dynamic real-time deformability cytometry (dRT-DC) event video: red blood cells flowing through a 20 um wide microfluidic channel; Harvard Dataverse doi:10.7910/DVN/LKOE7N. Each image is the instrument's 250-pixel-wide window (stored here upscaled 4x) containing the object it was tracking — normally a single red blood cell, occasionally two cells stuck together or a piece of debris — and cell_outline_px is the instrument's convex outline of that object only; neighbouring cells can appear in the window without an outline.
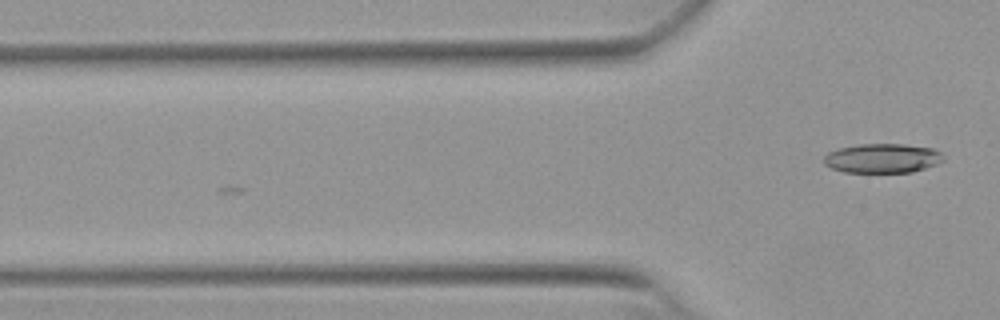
{"species": "Egyptian fruit bat (a non-hibernating species)", "species_latin": "Rousettus aegyptiacus", "temperature_condition": "warm", "stored_images_in_passage": 3, "camera_frame_rate_fps": 3000, "um_per_image_px": 0.085, "animal": {"sex": "female"}, "frame": {"image": 1, "passage_image": 3, "time_ms": 0.667, "image_size_px": [1000, 320], "cell_outline_px": [[944, 160], [936, 164], [912, 172], [844, 172], [832, 168], [824, 164], [824, 156], [828, 152], [840, 148], [860, 144], [904, 144], [932, 148], [940, 152]], "centroid_in_image_um": [74.99, 13.45], "position_along_channel_um": 50.8, "area_um2": 20.29}}